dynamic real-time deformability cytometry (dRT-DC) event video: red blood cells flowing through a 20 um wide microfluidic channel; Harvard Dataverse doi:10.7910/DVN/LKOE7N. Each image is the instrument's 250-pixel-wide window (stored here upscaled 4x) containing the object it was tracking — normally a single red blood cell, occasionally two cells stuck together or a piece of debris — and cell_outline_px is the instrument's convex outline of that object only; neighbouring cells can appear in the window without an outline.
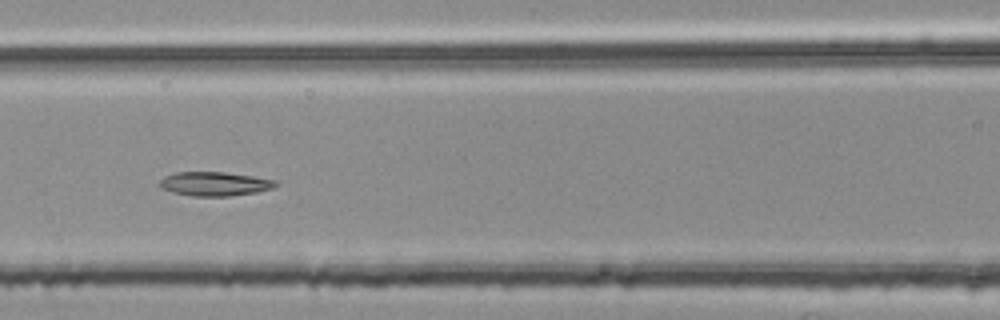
{"species": "common noctule bat (a hibernating species)", "species_latin": "Nyctalus noctula", "temperature_condition": "room temperature", "stored_images_in_passage": 51, "segment_of_instrument_passage": [2, 2], "camera_frame_rate_fps": 3000, "um_per_image_px": 0.085, "animal": {"sex": "female", "body_mass_g": 25.1}, "frame": {"image": 1, "passage_image": 23, "time_ms": 7.333, "image_size_px": [1000, 320], "cell_outline_px": [[280, 184], [272, 188], [256, 192], [228, 196], [192, 196], [172, 192], [160, 188], [160, 180], [164, 176], [176, 172], [224, 172], [252, 176], [276, 180]], "centroid_in_image_um": [18.24, 15.62], "position_along_channel_um": 148.4, "area_um2": 16.24}}
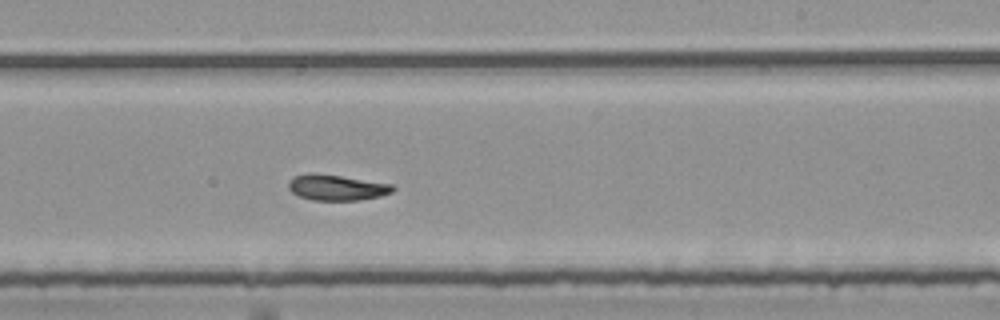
{"frame": {"image": 2, "passage_image": 32, "time_ms": 10.333, "image_size_px": [1000, 320], "cell_outline_px": [[396, 188], [392, 192], [380, 196], [360, 200], [312, 200], [300, 196], [292, 192], [288, 188], [288, 180], [292, 176], [308, 172], [316, 172], [392, 184]], "centroid_in_image_um": [28.57, 15.92], "position_along_channel_um": 260.4, "area_um2": 15.84}}
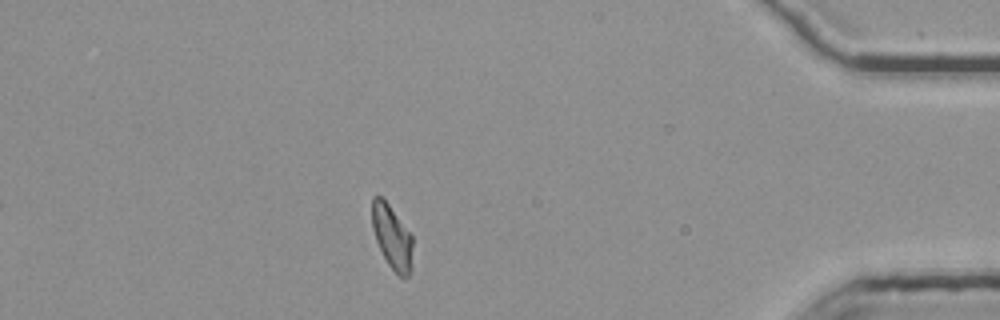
{"frame": {"image": 3, "passage_image": 47, "time_ms": 15.333, "image_size_px": [1000, 320], "cell_outline_px": [[412, 268], [408, 276], [404, 280], [388, 264], [376, 240], [372, 228], [372, 196], [380, 196], [388, 204], [412, 236]], "centroid_in_image_um": [33.33, 20.18], "position_along_channel_um": 401.9, "area_um2": 14.91}}